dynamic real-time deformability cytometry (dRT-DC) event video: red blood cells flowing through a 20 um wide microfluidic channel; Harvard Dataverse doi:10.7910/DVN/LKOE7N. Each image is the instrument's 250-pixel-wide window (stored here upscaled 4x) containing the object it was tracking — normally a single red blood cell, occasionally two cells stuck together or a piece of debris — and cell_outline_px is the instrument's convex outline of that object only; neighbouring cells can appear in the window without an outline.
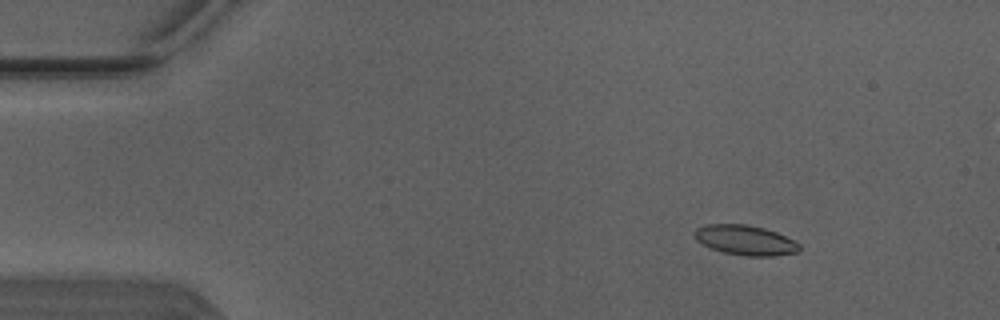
{"species": "Egyptian fruit bat (a non-hibernating species)", "species_latin": "Rousettus aegyptiacus", "temperature_condition": "warm", "stored_images_in_passage": 49, "camera_frame_rate_fps": 3000, "um_per_image_px": 0.085, "animal": {"sex": "male"}, "frame": {"image": 1, "passage_image": 6, "time_ms": 1.667, "image_size_px": [1000, 320], "cell_outline_px": [[800, 248], [796, 252], [776, 256], [744, 256], [724, 252], [712, 248], [696, 240], [692, 232], [696, 228], [704, 224], [744, 224], [764, 228], [776, 232], [800, 244]], "centroid_in_image_um": [63.32, 20.41], "position_along_channel_um": 21.7, "area_um2": 18.21}}
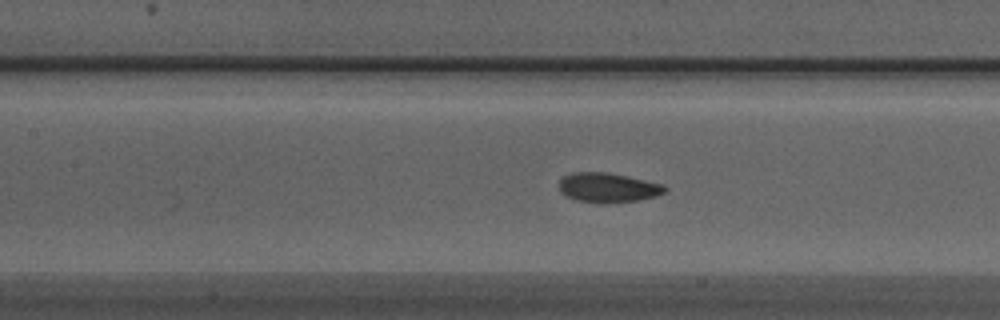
{"frame": {"image": 2, "passage_image": 22, "time_ms": 7.0, "image_size_px": [1000, 320], "cell_outline_px": [[668, 188], [664, 192], [656, 196], [636, 200], [608, 204], [600, 204], [576, 200], [564, 196], [560, 192], [560, 180], [564, 176], [572, 172], [608, 172], [644, 180], [660, 184]], "centroid_in_image_um": [51.62, 15.96], "position_along_channel_um": 155.8, "area_um2": 18.26}}
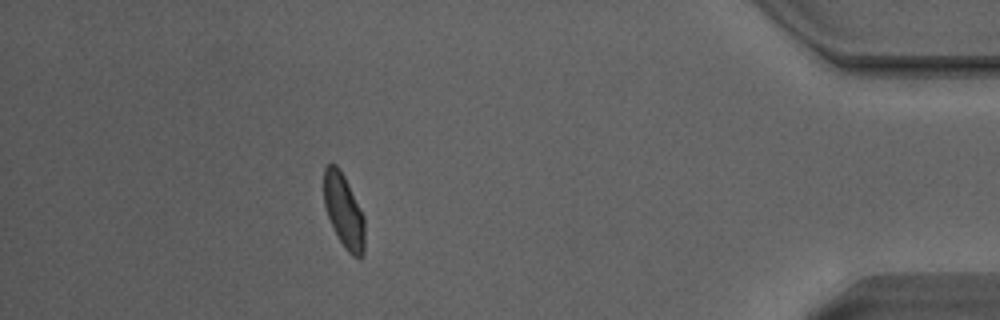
{"frame": {"image": 3, "passage_image": 44, "time_ms": 14.333, "image_size_px": [1000, 320], "cell_outline_px": [[364, 252], [360, 260], [352, 256], [344, 248], [328, 216], [324, 204], [324, 168], [328, 164], [336, 164], [340, 168], [364, 216]], "centroid_in_image_um": [29.23, 17.95], "position_along_channel_um": 406.0, "area_um2": 17.4}, "authors_computed_cell_mechanics": {"area_um2": 17.8602, "velocity_mm_per_s": 4.1222, "shape_relaxation_time_tau1_ms": 4.7106, "shape_relaxation_time_tau2_ms": 0.989, "deformation_change_tau1": 0.1158, "deformation_change_tau2": 0.0681}}